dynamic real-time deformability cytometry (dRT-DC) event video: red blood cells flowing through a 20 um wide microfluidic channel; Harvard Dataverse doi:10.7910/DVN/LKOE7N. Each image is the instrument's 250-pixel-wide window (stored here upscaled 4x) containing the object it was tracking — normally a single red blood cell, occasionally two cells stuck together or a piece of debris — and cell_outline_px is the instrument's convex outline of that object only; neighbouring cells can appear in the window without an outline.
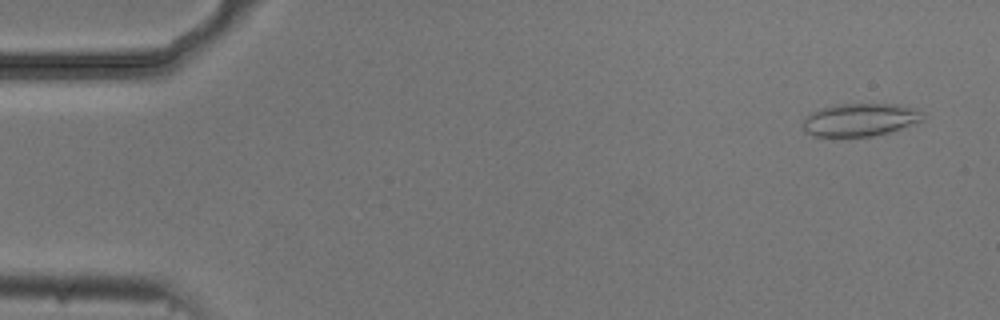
{"species": "common noctule bat (a hibernating species)", "species_latin": "Nyctalus noctula", "temperature_condition": "cold", "stored_images_in_passage": 54, "camera_frame_rate_fps": 3000, "um_per_image_px": 0.085, "animal": {"sex": "male", "body_mass_g": 20.5, "forearm_length_mm": 52.5}, "frame": {"image": 1, "passage_image": 3, "time_ms": 0.667, "image_size_px": [1000, 320], "cell_outline_px": [[924, 120], [888, 132], [872, 136], [812, 136], [804, 132], [804, 116], [812, 112], [836, 104], [896, 104], [916, 108], [924, 112]], "centroid_in_image_um": [73.12, 10.17], "position_along_channel_um": 11.9, "area_um2": 22.89}}
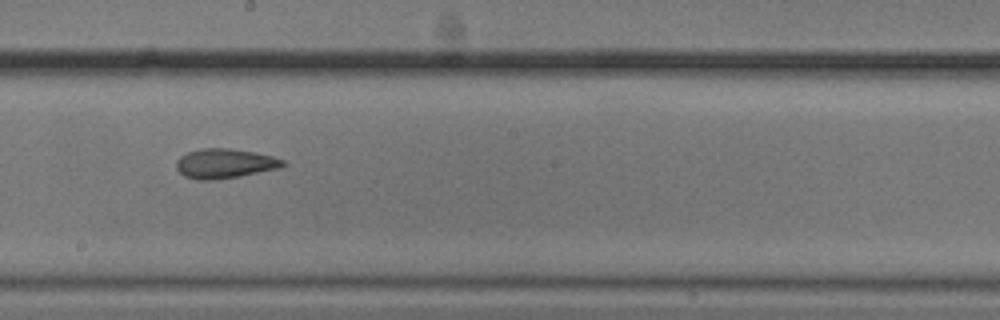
{"frame": {"image": 2, "passage_image": 30, "time_ms": 9.667, "image_size_px": [1000, 320], "cell_outline_px": [[288, 164], [280, 168], [240, 176], [212, 180], [196, 180], [184, 176], [176, 168], [176, 160], [180, 156], [188, 152], [200, 148], [228, 148], [256, 152], [272, 156], [284, 160]], "centroid_in_image_um": [19.11, 13.89], "position_along_channel_um": 229.1, "area_um2": 18.55}}
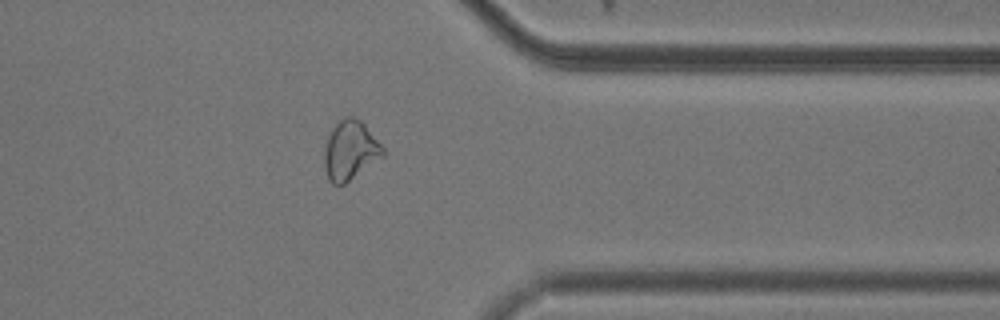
{"frame": {"image": 3, "passage_image": 43, "time_ms": 14.0, "image_size_px": [1000, 320], "cell_outline_px": [[384, 156], [344, 184], [332, 184], [328, 180], [324, 168], [324, 148], [328, 136], [332, 128], [344, 116], [352, 116], [360, 120], [364, 124], [384, 148]], "centroid_in_image_um": [29.75, 12.78], "position_along_channel_um": 381.7, "area_um2": 20.17}, "authors_computed_cell_mechanics": {"area_um2": 20.2878, "velocity_mm_per_s": 3.7266, "shape_relaxation_time_tau1_ms": null, "shape_relaxation_time_tau2_ms": 2.3454, "deformation_change_tau1": null, "deformation_change_tau2": 0.0879}}